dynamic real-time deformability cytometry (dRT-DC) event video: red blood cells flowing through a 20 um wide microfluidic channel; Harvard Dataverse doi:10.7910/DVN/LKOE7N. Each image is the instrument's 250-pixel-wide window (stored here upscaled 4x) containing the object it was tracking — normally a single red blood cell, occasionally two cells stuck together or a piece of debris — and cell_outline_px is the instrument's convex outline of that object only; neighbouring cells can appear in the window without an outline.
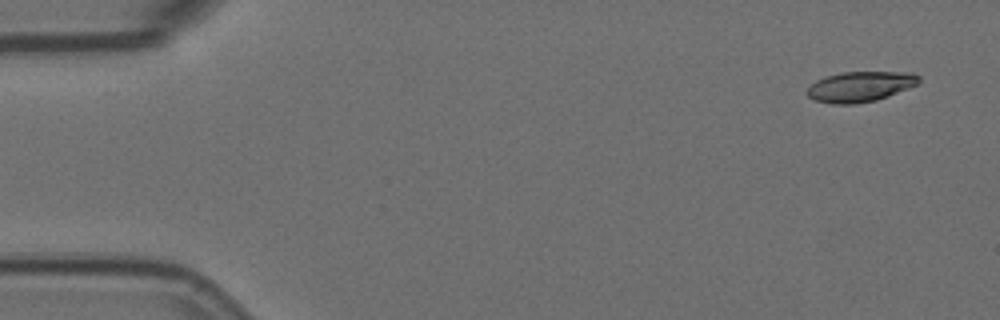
{"species": "Egyptian fruit bat (a non-hibernating species)", "species_latin": "Rousettus aegyptiacus", "temperature_condition": "room temperature", "stored_images_in_passage": 5, "camera_frame_rate_fps": 3000, "um_per_image_px": 0.085, "animal": {"sex": "female"}, "frame": {"image": 1, "passage_image": 1, "time_ms": 0.0, "image_size_px": [1000, 320], "cell_outline_px": [[920, 80], [916, 84], [908, 88], [888, 96], [876, 100], [852, 104], [832, 104], [816, 100], [808, 96], [808, 88], [816, 80], [824, 76], [840, 72], [912, 72], [920, 76]], "centroid_in_image_um": [73.12, 7.35], "position_along_channel_um": 11.9, "area_um2": 19.65}}
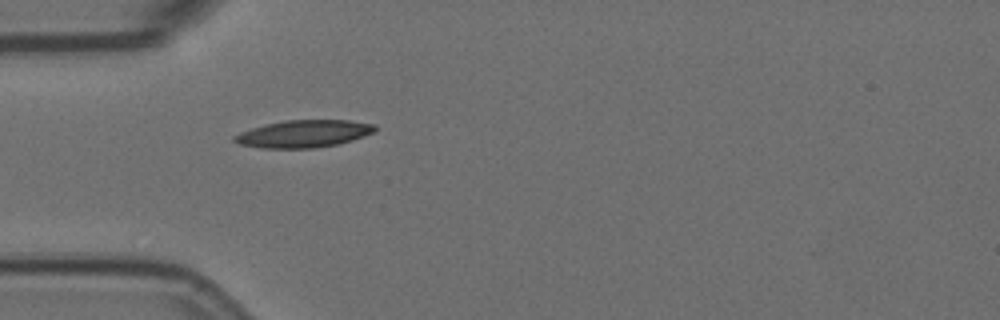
{"frame": {"image": 2, "passage_image": 5, "time_ms": 1.333, "image_size_px": [1000, 320], "cell_outline_px": [[376, 132], [352, 140], [336, 144], [312, 148], [260, 148], [240, 144], [232, 140], [232, 136], [240, 132], [252, 128], [284, 120], [348, 120], [376, 124]], "centroid_in_image_um": [25.82, 11.36], "position_along_channel_um": 59.2, "area_um2": 22.37}}